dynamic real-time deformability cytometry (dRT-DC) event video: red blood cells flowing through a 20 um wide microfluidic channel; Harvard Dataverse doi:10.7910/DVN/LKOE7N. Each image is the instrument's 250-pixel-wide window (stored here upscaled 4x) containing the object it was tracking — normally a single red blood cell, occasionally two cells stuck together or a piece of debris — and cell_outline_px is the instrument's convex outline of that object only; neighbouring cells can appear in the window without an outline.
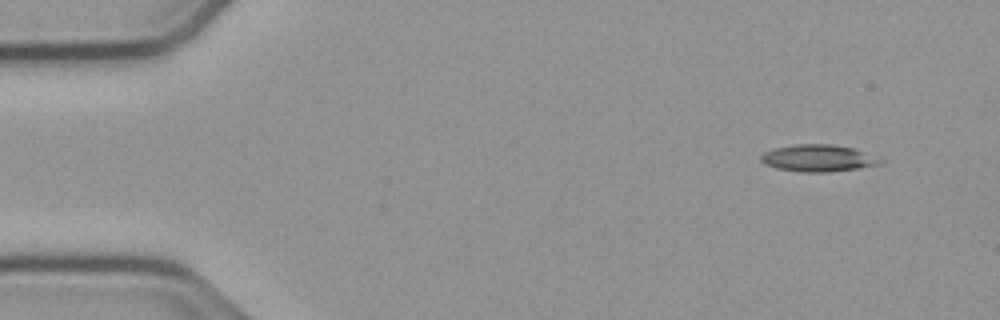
{"species": "common noctule bat (a hibernating species)", "species_latin": "Nyctalus noctula", "temperature_condition": "cold", "stored_images_in_passage": 33, "camera_frame_rate_fps": 3000, "um_per_image_px": 0.085, "animal": {"sex": "male", "body_mass_g": 23.1, "forearm_length_mm": 52.7}, "frame": {"image": 1, "passage_image": 1, "time_ms": 0.0, "image_size_px": [1000, 320], "cell_outline_px": [[884, 160], [880, 164], [856, 168], [828, 172], [804, 172], [776, 168], [764, 164], [760, 160], [760, 156], [764, 152], [776, 148], [796, 144], [832, 144], [852, 148], [864, 152]], "centroid_in_image_um": [69.51, 13.44], "position_along_channel_um": 15.5, "area_um2": 18.5}}
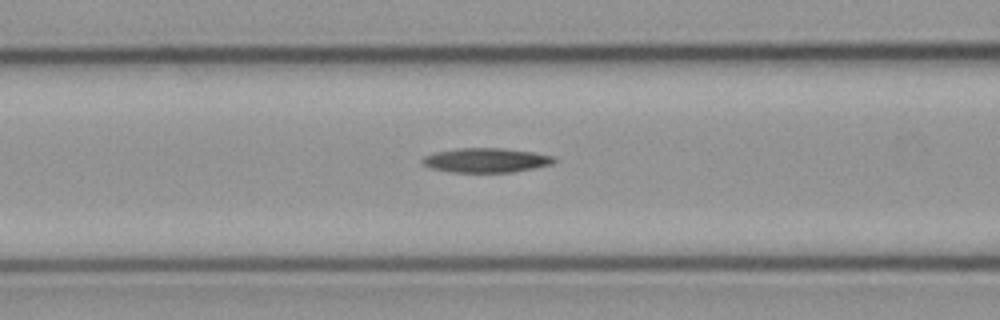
{"frame": {"image": 2, "passage_image": 18, "time_ms": 5.667, "image_size_px": [1000, 320], "cell_outline_px": [[556, 160], [552, 164], [512, 172], [452, 172], [432, 168], [424, 164], [420, 160], [424, 156], [436, 152], [456, 148], [504, 148], [532, 152], [556, 156]], "centroid_in_image_um": [41.32, 13.61], "position_along_channel_um": 125.3, "area_um2": 18.67}}
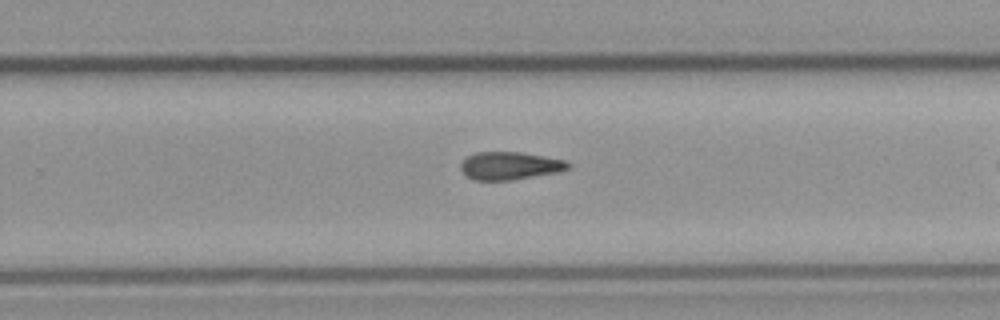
{"frame": {"image": 3, "passage_image": 31, "time_ms": 10.0, "image_size_px": [1000, 320], "cell_outline_px": [[572, 168], [556, 172], [512, 180], [472, 180], [460, 168], [460, 164], [468, 156], [476, 152], [520, 152], [568, 160], [572, 164]], "centroid_in_image_um": [43.39, 14.08], "position_along_channel_um": 286.4, "area_um2": 17.46}}